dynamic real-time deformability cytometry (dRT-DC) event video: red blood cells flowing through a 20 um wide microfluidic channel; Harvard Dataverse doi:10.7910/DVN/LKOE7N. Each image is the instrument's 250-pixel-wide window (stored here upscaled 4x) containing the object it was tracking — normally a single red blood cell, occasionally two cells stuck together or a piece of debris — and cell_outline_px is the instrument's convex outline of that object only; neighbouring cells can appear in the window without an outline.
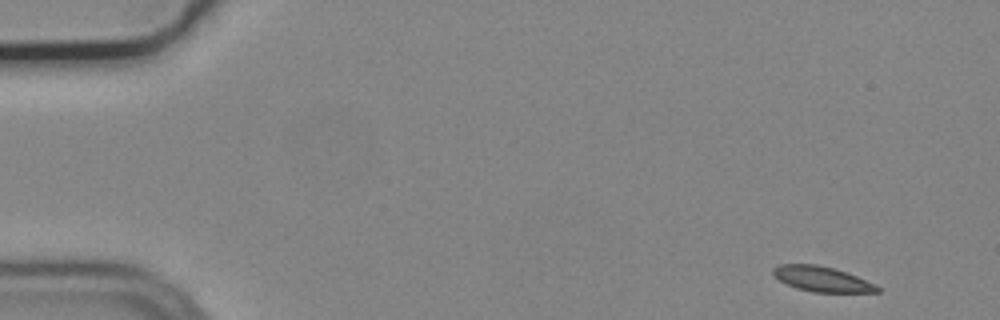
{"species": "common noctule bat (a hibernating species)", "species_latin": "Nyctalus noctula", "temperature_condition": "cold", "stored_images_in_passage": 52, "camera_frame_rate_fps": 3000, "um_per_image_px": 0.085, "animal": {"sex": "male", "body_mass_g": 19.2, "forearm_length_mm": 51.8}, "frame": {"image": 1, "passage_image": 1, "time_ms": 0.0, "image_size_px": [1000, 320], "cell_outline_px": [[880, 292], [812, 292], [796, 288], [780, 280], [772, 272], [772, 268], [780, 264], [816, 264], [848, 272], [880, 288]], "centroid_in_image_um": [69.83, 23.71], "position_along_channel_um": 15.2, "area_um2": 15.03}}
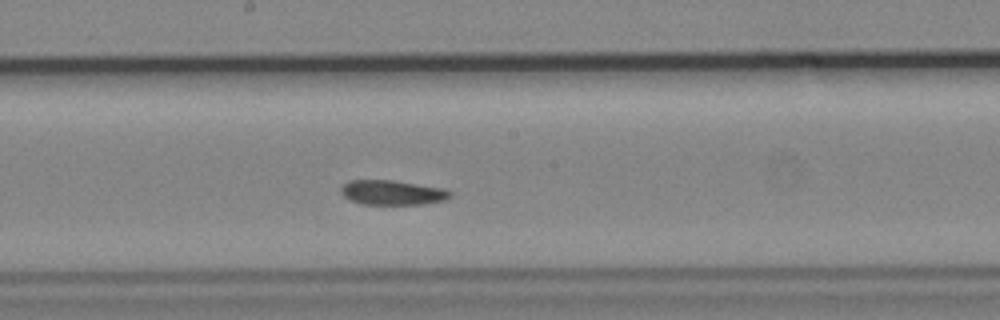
{"frame": {"image": 2, "passage_image": 27, "time_ms": 8.667, "image_size_px": [1000, 320], "cell_outline_px": [[452, 196], [448, 200], [420, 204], [360, 204], [344, 196], [340, 192], [340, 188], [348, 180], [392, 180], [444, 188], [452, 192]], "centroid_in_image_um": [33.37, 16.36], "position_along_channel_um": 214.8, "area_um2": 15.78}}
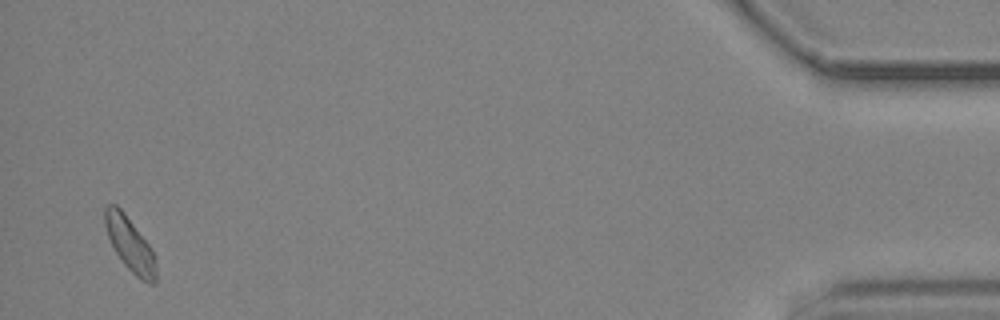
{"frame": {"image": 3, "passage_image": 51, "time_ms": 16.667, "image_size_px": [1000, 320], "cell_outline_px": [[156, 284], [148, 284], [140, 280], [124, 264], [116, 252], [108, 236], [104, 224], [104, 208], [108, 204], [116, 204], [124, 212], [148, 244], [152, 252], [156, 268]], "centroid_in_image_um": [11.03, 20.77], "position_along_channel_um": 424.2, "area_um2": 15.84}}